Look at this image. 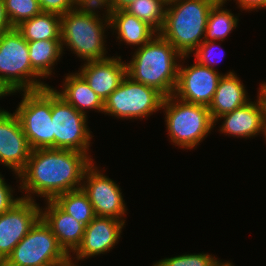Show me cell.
Masks as SVG:
<instances>
[{
    "mask_svg": "<svg viewBox=\"0 0 266 266\" xmlns=\"http://www.w3.org/2000/svg\"><path fill=\"white\" fill-rule=\"evenodd\" d=\"M92 163L90 155L75 150L33 149L19 174V188L25 191L22 198L34 200L32 195H36L47 201L80 189L85 170Z\"/></svg>",
    "mask_w": 266,
    "mask_h": 266,
    "instance_id": "obj_1",
    "label": "cell"
},
{
    "mask_svg": "<svg viewBox=\"0 0 266 266\" xmlns=\"http://www.w3.org/2000/svg\"><path fill=\"white\" fill-rule=\"evenodd\" d=\"M187 57L189 56H182L157 33L149 42L138 47L131 61L126 63L127 76L168 97L173 95L177 84L179 61L182 62Z\"/></svg>",
    "mask_w": 266,
    "mask_h": 266,
    "instance_id": "obj_2",
    "label": "cell"
},
{
    "mask_svg": "<svg viewBox=\"0 0 266 266\" xmlns=\"http://www.w3.org/2000/svg\"><path fill=\"white\" fill-rule=\"evenodd\" d=\"M100 8L76 7L61 15V43L80 59L103 60L107 57L105 29L110 28L109 14H98ZM97 12V13H96ZM105 17V18H104Z\"/></svg>",
    "mask_w": 266,
    "mask_h": 266,
    "instance_id": "obj_3",
    "label": "cell"
},
{
    "mask_svg": "<svg viewBox=\"0 0 266 266\" xmlns=\"http://www.w3.org/2000/svg\"><path fill=\"white\" fill-rule=\"evenodd\" d=\"M218 0H168L159 34L182 56H189L204 41L207 19Z\"/></svg>",
    "mask_w": 266,
    "mask_h": 266,
    "instance_id": "obj_4",
    "label": "cell"
},
{
    "mask_svg": "<svg viewBox=\"0 0 266 266\" xmlns=\"http://www.w3.org/2000/svg\"><path fill=\"white\" fill-rule=\"evenodd\" d=\"M161 109L173 145L195 149L215 127L207 106L186 103L173 95L164 97Z\"/></svg>",
    "mask_w": 266,
    "mask_h": 266,
    "instance_id": "obj_5",
    "label": "cell"
},
{
    "mask_svg": "<svg viewBox=\"0 0 266 266\" xmlns=\"http://www.w3.org/2000/svg\"><path fill=\"white\" fill-rule=\"evenodd\" d=\"M41 78L31 66L28 42L16 28L3 32L0 35V81L12 93H17L49 87Z\"/></svg>",
    "mask_w": 266,
    "mask_h": 266,
    "instance_id": "obj_6",
    "label": "cell"
},
{
    "mask_svg": "<svg viewBox=\"0 0 266 266\" xmlns=\"http://www.w3.org/2000/svg\"><path fill=\"white\" fill-rule=\"evenodd\" d=\"M15 110L31 149L53 148L54 133L51 120V86L23 91Z\"/></svg>",
    "mask_w": 266,
    "mask_h": 266,
    "instance_id": "obj_7",
    "label": "cell"
},
{
    "mask_svg": "<svg viewBox=\"0 0 266 266\" xmlns=\"http://www.w3.org/2000/svg\"><path fill=\"white\" fill-rule=\"evenodd\" d=\"M69 257L40 218L1 266H48L62 263Z\"/></svg>",
    "mask_w": 266,
    "mask_h": 266,
    "instance_id": "obj_8",
    "label": "cell"
},
{
    "mask_svg": "<svg viewBox=\"0 0 266 266\" xmlns=\"http://www.w3.org/2000/svg\"><path fill=\"white\" fill-rule=\"evenodd\" d=\"M164 96L155 88L133 81L129 76L104 101V114L121 119H142L161 109Z\"/></svg>",
    "mask_w": 266,
    "mask_h": 266,
    "instance_id": "obj_9",
    "label": "cell"
},
{
    "mask_svg": "<svg viewBox=\"0 0 266 266\" xmlns=\"http://www.w3.org/2000/svg\"><path fill=\"white\" fill-rule=\"evenodd\" d=\"M88 115L78 112L51 87V120L54 149L75 150L90 154L92 132L87 126Z\"/></svg>",
    "mask_w": 266,
    "mask_h": 266,
    "instance_id": "obj_10",
    "label": "cell"
},
{
    "mask_svg": "<svg viewBox=\"0 0 266 266\" xmlns=\"http://www.w3.org/2000/svg\"><path fill=\"white\" fill-rule=\"evenodd\" d=\"M91 202L95 215L125 222L126 203L119 185L101 173L94 162L85 170L82 187Z\"/></svg>",
    "mask_w": 266,
    "mask_h": 266,
    "instance_id": "obj_11",
    "label": "cell"
},
{
    "mask_svg": "<svg viewBox=\"0 0 266 266\" xmlns=\"http://www.w3.org/2000/svg\"><path fill=\"white\" fill-rule=\"evenodd\" d=\"M222 76L223 73L196 61L186 67L180 63L173 96L186 103L209 107Z\"/></svg>",
    "mask_w": 266,
    "mask_h": 266,
    "instance_id": "obj_12",
    "label": "cell"
},
{
    "mask_svg": "<svg viewBox=\"0 0 266 266\" xmlns=\"http://www.w3.org/2000/svg\"><path fill=\"white\" fill-rule=\"evenodd\" d=\"M40 218L39 204L24 198L0 215V266Z\"/></svg>",
    "mask_w": 266,
    "mask_h": 266,
    "instance_id": "obj_13",
    "label": "cell"
},
{
    "mask_svg": "<svg viewBox=\"0 0 266 266\" xmlns=\"http://www.w3.org/2000/svg\"><path fill=\"white\" fill-rule=\"evenodd\" d=\"M31 147L15 112L0 113V163L19 178L31 154Z\"/></svg>",
    "mask_w": 266,
    "mask_h": 266,
    "instance_id": "obj_14",
    "label": "cell"
},
{
    "mask_svg": "<svg viewBox=\"0 0 266 266\" xmlns=\"http://www.w3.org/2000/svg\"><path fill=\"white\" fill-rule=\"evenodd\" d=\"M125 222L111 217L96 216L87 226L82 242L73 253L75 261H84L95 255L105 254L118 244Z\"/></svg>",
    "mask_w": 266,
    "mask_h": 266,
    "instance_id": "obj_15",
    "label": "cell"
},
{
    "mask_svg": "<svg viewBox=\"0 0 266 266\" xmlns=\"http://www.w3.org/2000/svg\"><path fill=\"white\" fill-rule=\"evenodd\" d=\"M79 68L78 74L88 83L104 102L121 84L127 75L126 63L121 56L107 59L86 61Z\"/></svg>",
    "mask_w": 266,
    "mask_h": 266,
    "instance_id": "obj_16",
    "label": "cell"
},
{
    "mask_svg": "<svg viewBox=\"0 0 266 266\" xmlns=\"http://www.w3.org/2000/svg\"><path fill=\"white\" fill-rule=\"evenodd\" d=\"M46 205L44 209L41 207V218L71 256V252L74 253L82 242L85 225L63 211L53 200H47Z\"/></svg>",
    "mask_w": 266,
    "mask_h": 266,
    "instance_id": "obj_17",
    "label": "cell"
},
{
    "mask_svg": "<svg viewBox=\"0 0 266 266\" xmlns=\"http://www.w3.org/2000/svg\"><path fill=\"white\" fill-rule=\"evenodd\" d=\"M222 121L219 131L225 135L240 138H251L263 132L264 112L259 100L249 101L232 112L221 115L214 122Z\"/></svg>",
    "mask_w": 266,
    "mask_h": 266,
    "instance_id": "obj_18",
    "label": "cell"
},
{
    "mask_svg": "<svg viewBox=\"0 0 266 266\" xmlns=\"http://www.w3.org/2000/svg\"><path fill=\"white\" fill-rule=\"evenodd\" d=\"M247 94L245 86L234 71L224 74L208 107L212 120L215 122L221 115L245 105L251 100Z\"/></svg>",
    "mask_w": 266,
    "mask_h": 266,
    "instance_id": "obj_19",
    "label": "cell"
},
{
    "mask_svg": "<svg viewBox=\"0 0 266 266\" xmlns=\"http://www.w3.org/2000/svg\"><path fill=\"white\" fill-rule=\"evenodd\" d=\"M107 12L111 30L117 34V40L123 41L126 45L141 47L157 34L150 25L125 10Z\"/></svg>",
    "mask_w": 266,
    "mask_h": 266,
    "instance_id": "obj_20",
    "label": "cell"
},
{
    "mask_svg": "<svg viewBox=\"0 0 266 266\" xmlns=\"http://www.w3.org/2000/svg\"><path fill=\"white\" fill-rule=\"evenodd\" d=\"M64 81L61 91L54 90L67 103L84 115L86 109L103 113L104 102L78 73L68 74Z\"/></svg>",
    "mask_w": 266,
    "mask_h": 266,
    "instance_id": "obj_21",
    "label": "cell"
},
{
    "mask_svg": "<svg viewBox=\"0 0 266 266\" xmlns=\"http://www.w3.org/2000/svg\"><path fill=\"white\" fill-rule=\"evenodd\" d=\"M15 28L27 42L61 39V15L41 12Z\"/></svg>",
    "mask_w": 266,
    "mask_h": 266,
    "instance_id": "obj_22",
    "label": "cell"
},
{
    "mask_svg": "<svg viewBox=\"0 0 266 266\" xmlns=\"http://www.w3.org/2000/svg\"><path fill=\"white\" fill-rule=\"evenodd\" d=\"M28 48L31 66L42 79L52 75L53 66L64 54L61 39L28 42Z\"/></svg>",
    "mask_w": 266,
    "mask_h": 266,
    "instance_id": "obj_23",
    "label": "cell"
},
{
    "mask_svg": "<svg viewBox=\"0 0 266 266\" xmlns=\"http://www.w3.org/2000/svg\"><path fill=\"white\" fill-rule=\"evenodd\" d=\"M223 0H218L211 8L207 19L204 41H224L237 27L239 18L228 9H224Z\"/></svg>",
    "mask_w": 266,
    "mask_h": 266,
    "instance_id": "obj_24",
    "label": "cell"
},
{
    "mask_svg": "<svg viewBox=\"0 0 266 266\" xmlns=\"http://www.w3.org/2000/svg\"><path fill=\"white\" fill-rule=\"evenodd\" d=\"M53 201L85 226L96 217L93 206L82 188L60 194Z\"/></svg>",
    "mask_w": 266,
    "mask_h": 266,
    "instance_id": "obj_25",
    "label": "cell"
},
{
    "mask_svg": "<svg viewBox=\"0 0 266 266\" xmlns=\"http://www.w3.org/2000/svg\"><path fill=\"white\" fill-rule=\"evenodd\" d=\"M167 2L168 0H136L124 10L159 33L164 25Z\"/></svg>",
    "mask_w": 266,
    "mask_h": 266,
    "instance_id": "obj_26",
    "label": "cell"
},
{
    "mask_svg": "<svg viewBox=\"0 0 266 266\" xmlns=\"http://www.w3.org/2000/svg\"><path fill=\"white\" fill-rule=\"evenodd\" d=\"M4 4L13 28L42 12L38 0H4Z\"/></svg>",
    "mask_w": 266,
    "mask_h": 266,
    "instance_id": "obj_27",
    "label": "cell"
},
{
    "mask_svg": "<svg viewBox=\"0 0 266 266\" xmlns=\"http://www.w3.org/2000/svg\"><path fill=\"white\" fill-rule=\"evenodd\" d=\"M217 262L218 259L215 256L202 252L161 259L153 266H214Z\"/></svg>",
    "mask_w": 266,
    "mask_h": 266,
    "instance_id": "obj_28",
    "label": "cell"
},
{
    "mask_svg": "<svg viewBox=\"0 0 266 266\" xmlns=\"http://www.w3.org/2000/svg\"><path fill=\"white\" fill-rule=\"evenodd\" d=\"M217 45V43L215 41H203L194 51H195V58H196V62L212 68L213 70H216L214 67V62L217 63L216 59H214V57L212 56L214 54L213 49L217 48L215 47ZM219 48V47H218ZM221 49V48H220ZM216 49H214L215 51ZM213 52V53H212ZM212 53V54H211ZM219 53V52H218ZM220 58V57H219ZM214 60V61H212Z\"/></svg>",
    "mask_w": 266,
    "mask_h": 266,
    "instance_id": "obj_29",
    "label": "cell"
},
{
    "mask_svg": "<svg viewBox=\"0 0 266 266\" xmlns=\"http://www.w3.org/2000/svg\"><path fill=\"white\" fill-rule=\"evenodd\" d=\"M42 12L65 14L77 6L74 0H38Z\"/></svg>",
    "mask_w": 266,
    "mask_h": 266,
    "instance_id": "obj_30",
    "label": "cell"
},
{
    "mask_svg": "<svg viewBox=\"0 0 266 266\" xmlns=\"http://www.w3.org/2000/svg\"><path fill=\"white\" fill-rule=\"evenodd\" d=\"M12 186L7 185L4 176L0 174V215L11 209L22 197L15 198Z\"/></svg>",
    "mask_w": 266,
    "mask_h": 266,
    "instance_id": "obj_31",
    "label": "cell"
},
{
    "mask_svg": "<svg viewBox=\"0 0 266 266\" xmlns=\"http://www.w3.org/2000/svg\"><path fill=\"white\" fill-rule=\"evenodd\" d=\"M225 3L229 0H223ZM241 10L252 11L266 9V0H234Z\"/></svg>",
    "mask_w": 266,
    "mask_h": 266,
    "instance_id": "obj_32",
    "label": "cell"
},
{
    "mask_svg": "<svg viewBox=\"0 0 266 266\" xmlns=\"http://www.w3.org/2000/svg\"><path fill=\"white\" fill-rule=\"evenodd\" d=\"M77 7H87V8H104L109 10V5L111 0H74Z\"/></svg>",
    "mask_w": 266,
    "mask_h": 266,
    "instance_id": "obj_33",
    "label": "cell"
},
{
    "mask_svg": "<svg viewBox=\"0 0 266 266\" xmlns=\"http://www.w3.org/2000/svg\"><path fill=\"white\" fill-rule=\"evenodd\" d=\"M13 27L11 26V23L7 17L6 11H5V4L4 0H0V35L3 32H6Z\"/></svg>",
    "mask_w": 266,
    "mask_h": 266,
    "instance_id": "obj_34",
    "label": "cell"
},
{
    "mask_svg": "<svg viewBox=\"0 0 266 266\" xmlns=\"http://www.w3.org/2000/svg\"><path fill=\"white\" fill-rule=\"evenodd\" d=\"M257 99L259 100L264 116L266 117V82L260 84Z\"/></svg>",
    "mask_w": 266,
    "mask_h": 266,
    "instance_id": "obj_35",
    "label": "cell"
},
{
    "mask_svg": "<svg viewBox=\"0 0 266 266\" xmlns=\"http://www.w3.org/2000/svg\"><path fill=\"white\" fill-rule=\"evenodd\" d=\"M136 0H111L109 10H124L128 5Z\"/></svg>",
    "mask_w": 266,
    "mask_h": 266,
    "instance_id": "obj_36",
    "label": "cell"
},
{
    "mask_svg": "<svg viewBox=\"0 0 266 266\" xmlns=\"http://www.w3.org/2000/svg\"><path fill=\"white\" fill-rule=\"evenodd\" d=\"M12 92L0 81V98L5 97L6 95L11 96ZM6 110H2L0 108V113L5 112Z\"/></svg>",
    "mask_w": 266,
    "mask_h": 266,
    "instance_id": "obj_37",
    "label": "cell"
},
{
    "mask_svg": "<svg viewBox=\"0 0 266 266\" xmlns=\"http://www.w3.org/2000/svg\"><path fill=\"white\" fill-rule=\"evenodd\" d=\"M72 255L64 262L57 264L56 266H77L78 265V261L76 264V261L72 260ZM79 266V265H78Z\"/></svg>",
    "mask_w": 266,
    "mask_h": 266,
    "instance_id": "obj_38",
    "label": "cell"
},
{
    "mask_svg": "<svg viewBox=\"0 0 266 266\" xmlns=\"http://www.w3.org/2000/svg\"><path fill=\"white\" fill-rule=\"evenodd\" d=\"M214 266H234L230 261L222 262L221 260H218V262Z\"/></svg>",
    "mask_w": 266,
    "mask_h": 266,
    "instance_id": "obj_39",
    "label": "cell"
},
{
    "mask_svg": "<svg viewBox=\"0 0 266 266\" xmlns=\"http://www.w3.org/2000/svg\"><path fill=\"white\" fill-rule=\"evenodd\" d=\"M261 134H263L265 136V140H266V117L264 119L263 132Z\"/></svg>",
    "mask_w": 266,
    "mask_h": 266,
    "instance_id": "obj_40",
    "label": "cell"
}]
</instances>
